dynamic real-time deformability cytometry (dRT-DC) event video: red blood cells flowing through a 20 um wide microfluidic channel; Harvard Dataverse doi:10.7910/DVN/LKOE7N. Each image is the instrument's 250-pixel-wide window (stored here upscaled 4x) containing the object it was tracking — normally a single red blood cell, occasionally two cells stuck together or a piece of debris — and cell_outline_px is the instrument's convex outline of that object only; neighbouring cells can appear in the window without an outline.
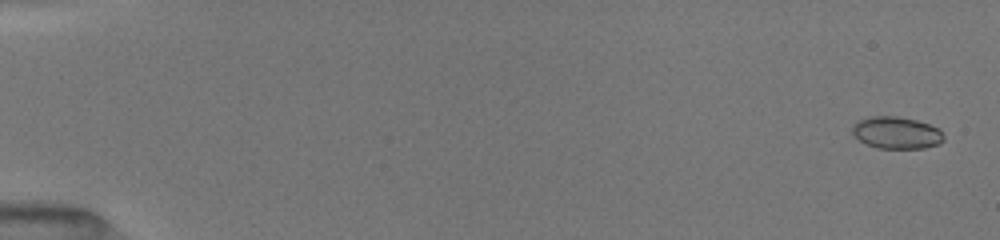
{"species": "common noctule bat (a hibernating species)", "species_latin": "Nyctalus noctula", "temperature_condition": "room temperature", "stored_images_in_passage": 1, "camera_frame_rate_fps": 3000, "um_per_image_px": 0.085, "animal": {"sex": "female", "body_mass_g": 19.5, "forearm_length_mm": 54.1}, "frame": {"image": 1, "passage_image": 1, "time_ms": 0.0, "image_size_px": [1000, 240], "cell_outline_px": [[944, 140], [940, 144], [924, 148], [876, 148], [860, 140], [852, 132], [852, 124], [868, 116], [896, 116], [916, 120], [928, 124], [936, 128], [944, 136]], "centroid_in_image_um": [76.19, 11.28], "position_along_channel_um": 8.8, "area_um2": 16.94}}